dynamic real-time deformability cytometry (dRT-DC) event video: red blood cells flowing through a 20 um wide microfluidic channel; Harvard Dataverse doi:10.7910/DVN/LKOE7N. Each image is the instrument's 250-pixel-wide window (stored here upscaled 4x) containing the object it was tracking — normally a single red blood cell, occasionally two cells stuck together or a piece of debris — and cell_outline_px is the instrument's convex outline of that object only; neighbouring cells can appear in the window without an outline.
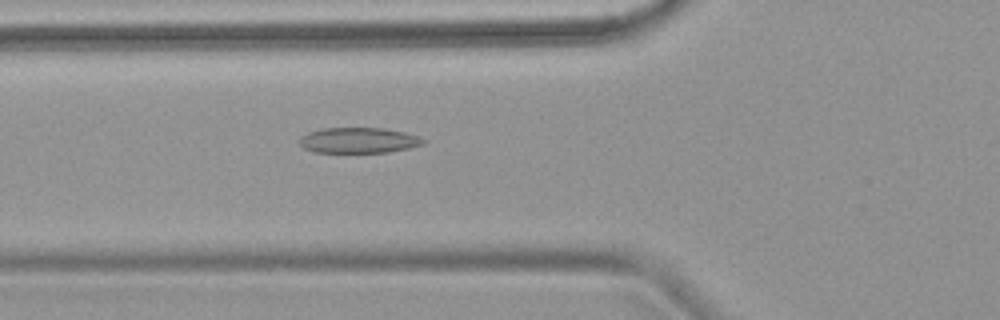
{"species": "common noctule bat (a hibernating species)", "species_latin": "Nyctalus noctula", "temperature_condition": "warm", "stored_images_in_passage": 6, "camera_frame_rate_fps": 3000, "um_per_image_px": 0.085, "animal": {"sex": "female", "body_mass_g": 18.4}, "frame": {"image": 1, "passage_image": 6, "time_ms": 6.667, "image_size_px": [1000, 320], "cell_outline_px": [[428, 140], [424, 144], [408, 148], [388, 152], [312, 152], [304, 148], [300, 144], [300, 136], [308, 132], [324, 128], [384, 128], [404, 132]], "centroid_in_image_um": [30.48, 11.92], "position_along_channel_um": 95.3, "area_um2": 18.38}}